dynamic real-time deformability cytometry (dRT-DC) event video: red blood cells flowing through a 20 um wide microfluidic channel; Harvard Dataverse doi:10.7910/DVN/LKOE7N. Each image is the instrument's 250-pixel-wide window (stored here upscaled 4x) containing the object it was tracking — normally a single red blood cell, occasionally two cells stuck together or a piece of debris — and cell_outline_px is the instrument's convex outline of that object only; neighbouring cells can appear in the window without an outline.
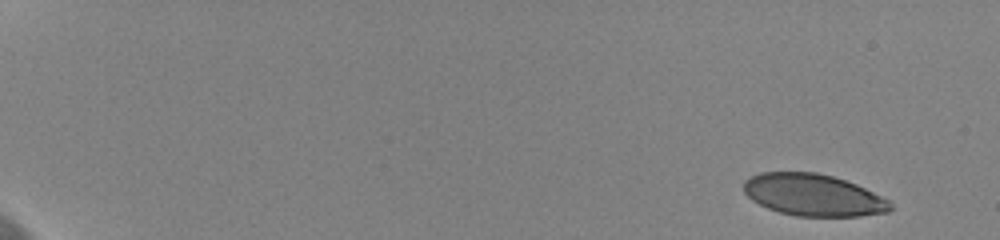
{"species": "human", "species_latin": "Homo sapiens", "temperature_condition": "cold", "stored_images_in_passage": 20, "camera_frame_rate_fps": 3000, "um_per_image_px": 0.085, "donor": {"sex": "female"}, "frame": {"image": 1, "passage_image": 1, "time_ms": 0.0, "image_size_px": [1000, 240], "cell_outline_px": [[892, 208], [888, 212], [860, 216], [796, 216], [780, 212], [768, 208], [752, 200], [744, 192], [744, 180], [760, 172], [816, 172], [832, 176], [856, 184], [888, 200], [892, 204]], "centroid_in_image_um": [69.11, 16.57], "position_along_channel_um": 15.9, "area_um2": 35.6}}
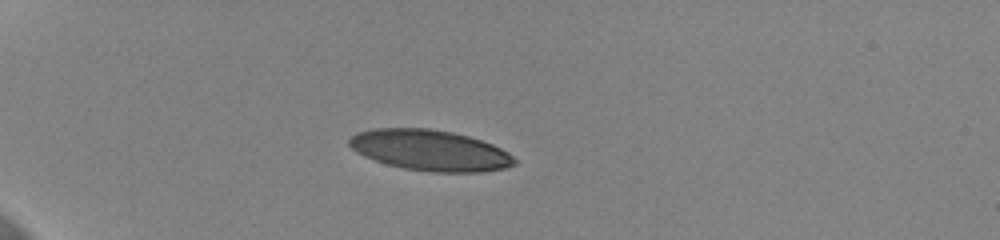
{"frame": {"image": 2, "passage_image": 14, "time_ms": 4.333, "image_size_px": [1000, 240], "cell_outline_px": [[516, 164], [504, 168], [480, 172], [432, 172], [404, 168], [388, 164], [364, 156], [356, 152], [348, 144], [348, 140], [356, 132], [372, 128], [428, 128], [452, 132], [468, 136], [492, 144], [508, 152], [516, 160]], "centroid_in_image_um": [36.53, 12.77], "position_along_channel_um": 48.5, "area_um2": 39.19}}